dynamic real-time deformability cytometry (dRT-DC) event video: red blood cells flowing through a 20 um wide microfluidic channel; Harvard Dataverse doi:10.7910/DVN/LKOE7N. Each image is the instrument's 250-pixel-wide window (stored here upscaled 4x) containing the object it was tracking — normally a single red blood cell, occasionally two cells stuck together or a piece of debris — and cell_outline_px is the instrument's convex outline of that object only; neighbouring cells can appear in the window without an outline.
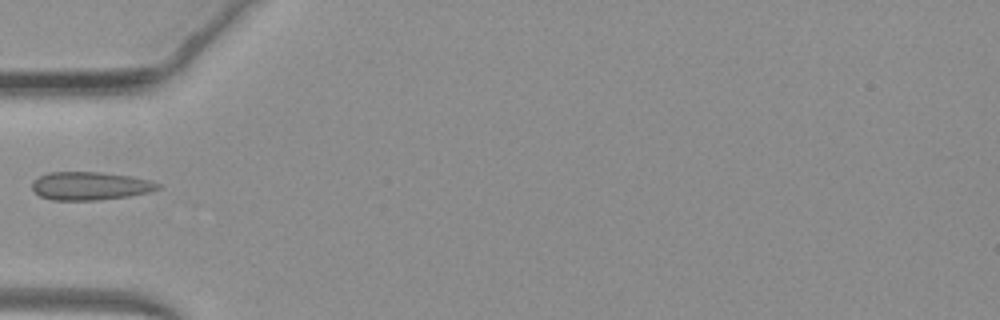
{"species": "common noctule bat (a hibernating species)", "species_latin": "Nyctalus noctula", "temperature_condition": "warm", "stored_images_in_passage": 12, "camera_frame_rate_fps": 3000, "um_per_image_px": 0.085, "animal": {"sex": "female", "body_mass_g": 19.3, "forearm_length_mm": 54.1}, "frame": {"image": 1, "passage_image": 1, "time_ms": 0.0, "image_size_px": [1000, 320], "cell_outline_px": [[160, 188], [148, 192], [128, 196], [100, 200], [52, 200], [40, 196], [32, 188], [32, 180], [48, 172], [100, 172], [132, 176], [148, 180], [160, 184]], "centroid_in_image_um": [7.64, 15.8], "position_along_channel_um": 77.4, "area_um2": 20.63}}
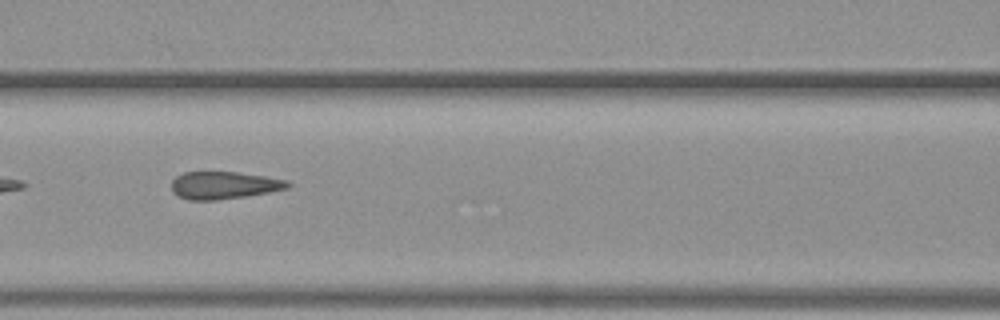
{"frame": {"image": 2, "passage_image": 6, "time_ms": 1.667, "image_size_px": [1000, 320], "cell_outline_px": [[292, 184], [288, 188], [268, 192], [244, 196], [216, 200], [188, 200], [172, 192], [172, 180], [176, 176], [184, 172], [236, 172], [264, 176], [288, 180]], "centroid_in_image_um": [19.03, 15.74], "position_along_channel_um": 147.6, "area_um2": 18.5}}